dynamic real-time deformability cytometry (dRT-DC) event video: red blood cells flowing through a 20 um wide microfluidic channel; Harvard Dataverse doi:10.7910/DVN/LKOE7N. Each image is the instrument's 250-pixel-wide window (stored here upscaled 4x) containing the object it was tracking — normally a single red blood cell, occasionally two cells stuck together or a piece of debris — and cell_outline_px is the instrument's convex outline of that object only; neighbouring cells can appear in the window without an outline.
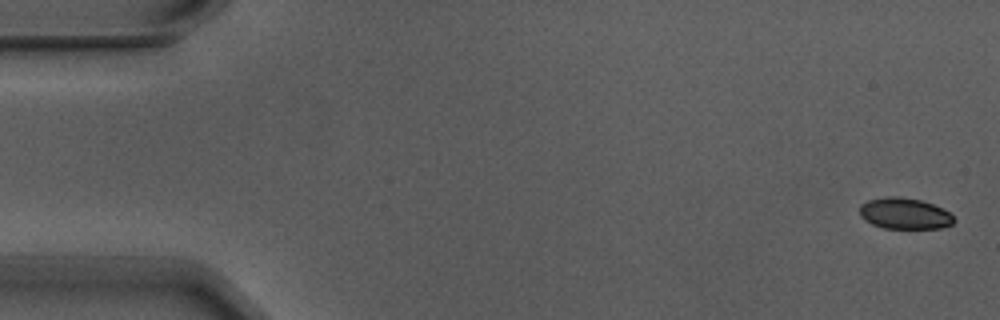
{"species": "Egyptian fruit bat (a non-hibernating species)", "species_latin": "Rousettus aegyptiacus", "temperature_condition": "warm", "stored_images_in_passage": 5, "camera_frame_rate_fps": 3000, "um_per_image_px": 0.085, "animal": {"sex": "male"}, "frame": {"image": 1, "passage_image": 1, "time_ms": 0.0, "image_size_px": [1000, 320], "cell_outline_px": [[956, 220], [952, 224], [940, 228], [884, 228], [872, 224], [864, 220], [860, 216], [860, 204], [868, 200], [888, 196], [900, 196], [920, 200], [932, 204], [948, 212]], "centroid_in_image_um": [76.86, 18.14], "position_along_channel_um": 8.1, "area_um2": 17.05}}
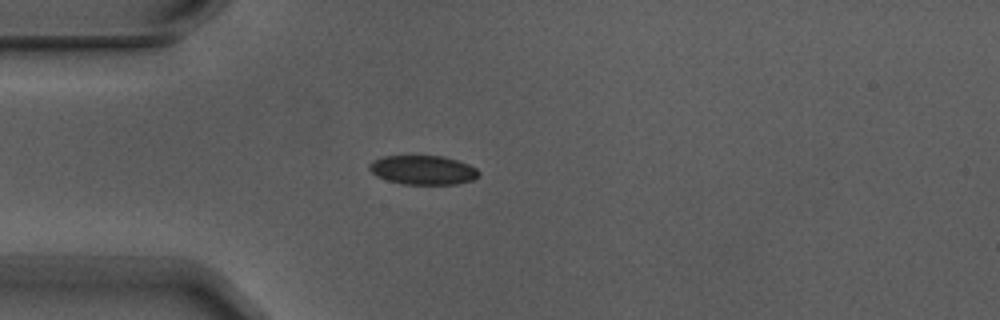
{"frame": {"image": 2, "passage_image": 5, "time_ms": 1.333, "image_size_px": [1000, 320], "cell_outline_px": [[480, 176], [472, 180], [456, 184], [404, 184], [388, 180], [376, 176], [368, 168], [368, 164], [372, 160], [384, 156], [444, 156], [468, 164], [476, 168], [480, 172]], "centroid_in_image_um": [35.95, 14.45], "position_along_channel_um": 49.0, "area_um2": 18.61}}